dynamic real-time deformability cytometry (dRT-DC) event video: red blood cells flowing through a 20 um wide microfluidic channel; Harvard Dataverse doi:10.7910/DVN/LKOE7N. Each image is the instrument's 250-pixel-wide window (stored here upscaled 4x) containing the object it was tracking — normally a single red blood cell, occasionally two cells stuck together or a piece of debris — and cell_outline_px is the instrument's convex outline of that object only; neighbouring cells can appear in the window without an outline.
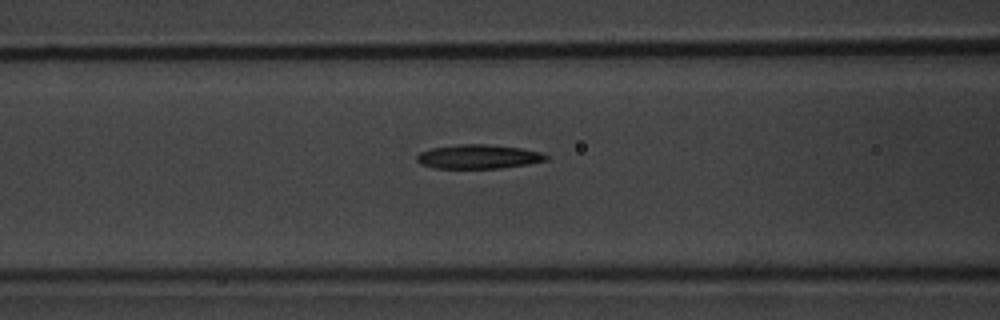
{"species": "common noctule bat (a hibernating species)", "species_latin": "Nyctalus noctula", "temperature_condition": "warm", "stored_images_in_passage": 38, "camera_frame_rate_fps": 3000, "um_per_image_px": 0.085, "animal": {"sex": "male", "body_mass_g": 20.1, "forearm_length_mm": 53.5}, "frame": {"image": 1, "passage_image": 7, "time_ms": 2.0, "image_size_px": [1000, 320], "cell_outline_px": [[548, 160], [528, 164], [500, 168], [432, 168], [420, 164], [416, 160], [416, 156], [420, 152], [432, 148], [460, 144], [484, 144], [520, 148], [540, 152], [548, 156]], "centroid_in_image_um": [40.64, 13.32], "position_along_channel_um": 126.0, "area_um2": 18.09}}
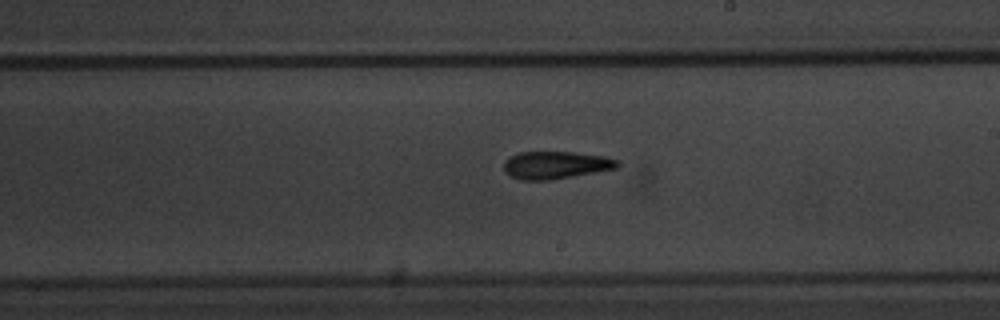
{"frame": {"image": 2, "passage_image": 16, "time_ms": 5.0, "image_size_px": [1000, 320], "cell_outline_px": [[620, 164], [616, 168], [572, 176], [548, 180], [520, 180], [504, 172], [504, 160], [508, 156], [516, 152], [576, 152], [608, 156], [620, 160]], "centroid_in_image_um": [47.23, 14.01], "position_along_channel_um": 241.8, "area_um2": 18.44}}
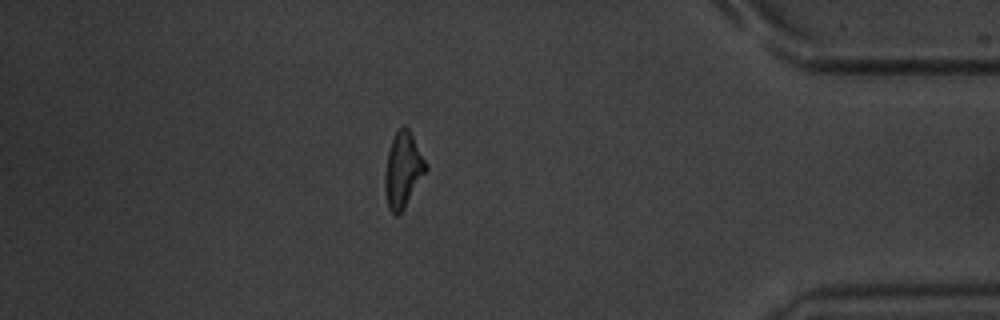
{"frame": {"image": 3, "passage_image": 31, "time_ms": 10.0, "image_size_px": [1000, 320], "cell_outline_px": [[428, 168], [404, 208], [396, 216], [388, 208], [384, 192], [384, 176], [388, 152], [392, 140], [396, 132], [404, 124], [408, 128], [428, 164]], "centroid_in_image_um": [34.25, 14.45], "position_along_channel_um": 401.0, "area_um2": 17.86}, "authors_computed_cell_mechanics": {"area_um2": 17.8891, "velocity_mm_per_s": 3.8614, "shape_relaxation_time_tau1_ms": 4.5668, "shape_relaxation_time_tau2_ms": 3.6166, "deformation_change_tau1": 0.1922, "deformation_change_tau2": 0.1518}}